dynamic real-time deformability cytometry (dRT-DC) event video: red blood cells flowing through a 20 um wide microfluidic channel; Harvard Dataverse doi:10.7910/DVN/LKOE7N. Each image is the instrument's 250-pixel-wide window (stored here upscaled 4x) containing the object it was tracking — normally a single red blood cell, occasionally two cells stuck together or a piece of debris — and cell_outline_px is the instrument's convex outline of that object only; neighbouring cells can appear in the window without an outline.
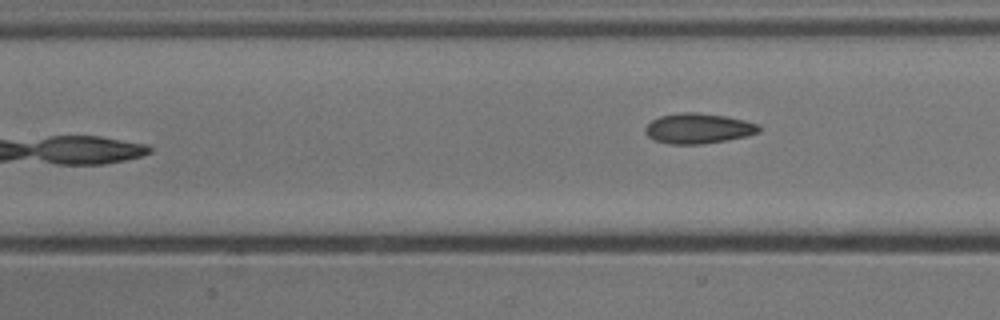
{"species": "common noctule bat (a hibernating species)", "species_latin": "Nyctalus noctula", "temperature_condition": "cold", "stored_images_in_passage": 7, "camera_frame_rate_fps": 3000, "um_per_image_px": 0.085, "animal": {"sex": "male", "body_mass_g": 13.3}, "frame": {"image": 1, "passage_image": 7, "time_ms": 2.0, "image_size_px": [1000, 320], "cell_outline_px": [[760, 132], [748, 136], [728, 140], [700, 144], [672, 144], [656, 140], [648, 136], [644, 132], [644, 128], [652, 120], [660, 116], [676, 112], [700, 112], [724, 116], [744, 120], [760, 124]], "centroid_in_image_um": [59.37, 10.91], "position_along_channel_um": 148.0, "area_um2": 20.17}}